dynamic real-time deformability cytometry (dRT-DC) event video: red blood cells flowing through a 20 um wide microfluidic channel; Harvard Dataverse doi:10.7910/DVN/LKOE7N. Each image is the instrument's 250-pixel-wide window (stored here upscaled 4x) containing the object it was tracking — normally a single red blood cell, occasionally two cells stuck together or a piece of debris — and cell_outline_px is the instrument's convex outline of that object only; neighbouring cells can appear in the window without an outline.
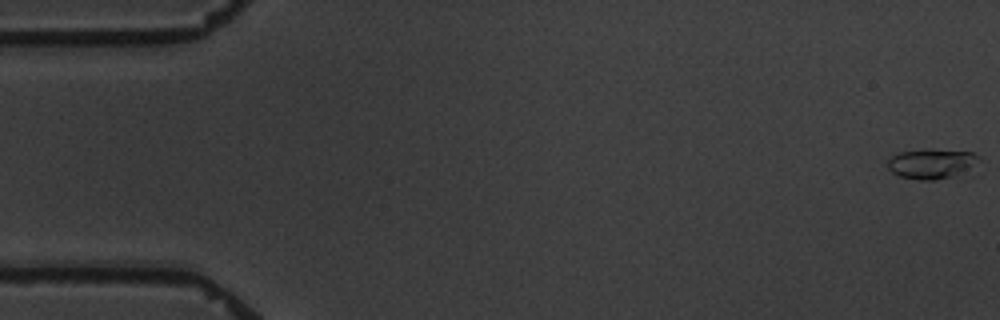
{"species": "common noctule bat (a hibernating species)", "species_latin": "Nyctalus noctula", "temperature_condition": "warm", "stored_images_in_passage": 6, "camera_frame_rate_fps": 3000, "um_per_image_px": 0.085, "animal": {"sex": "male", "body_mass_g": 19.5, "forearm_length_mm": 54.6}, "frame": {"image": 1, "passage_image": 1, "time_ms": 0.0, "image_size_px": [1000, 320], "cell_outline_px": [[980, 160], [972, 176], [936, 180], [916, 180], [900, 176], [892, 172], [888, 168], [888, 160], [892, 156], [900, 152], [972, 152]], "centroid_in_image_um": [79.35, 14.03], "position_along_channel_um": 5.7, "area_um2": 16.01}}